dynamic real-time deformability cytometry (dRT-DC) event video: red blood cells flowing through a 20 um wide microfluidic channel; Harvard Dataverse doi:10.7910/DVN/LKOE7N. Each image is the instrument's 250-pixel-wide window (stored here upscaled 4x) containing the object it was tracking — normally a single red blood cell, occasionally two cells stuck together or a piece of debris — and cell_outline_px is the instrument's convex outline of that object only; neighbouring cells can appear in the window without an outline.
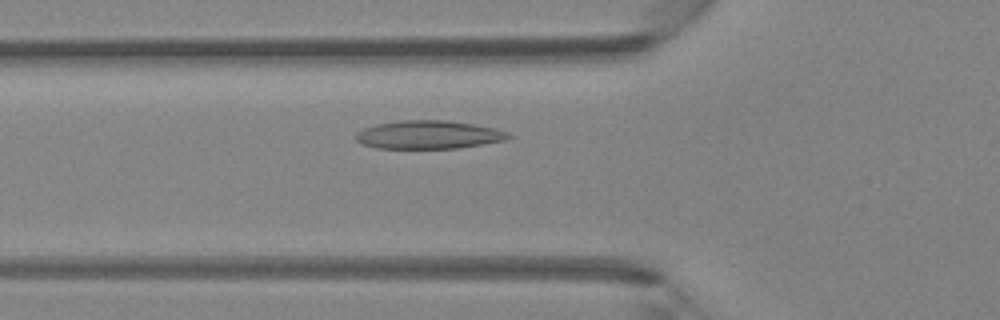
{"species": "Egyptian fruit bat (a non-hibernating species)", "species_latin": "Rousettus aegyptiacus", "temperature_condition": "room temperature", "stored_images_in_passage": 40, "camera_frame_rate_fps": 3000, "um_per_image_px": 0.085, "animal": {"sex": "female"}, "frame": {"image": 1, "passage_image": 12, "time_ms": 3.667, "image_size_px": [1000, 320], "cell_outline_px": [[512, 136], [504, 140], [460, 148], [376, 148], [360, 144], [356, 140], [356, 132], [364, 128], [376, 124], [400, 120], [448, 120], [496, 128]], "centroid_in_image_um": [36.37, 11.45], "position_along_channel_um": 89.4, "area_um2": 25.09}}
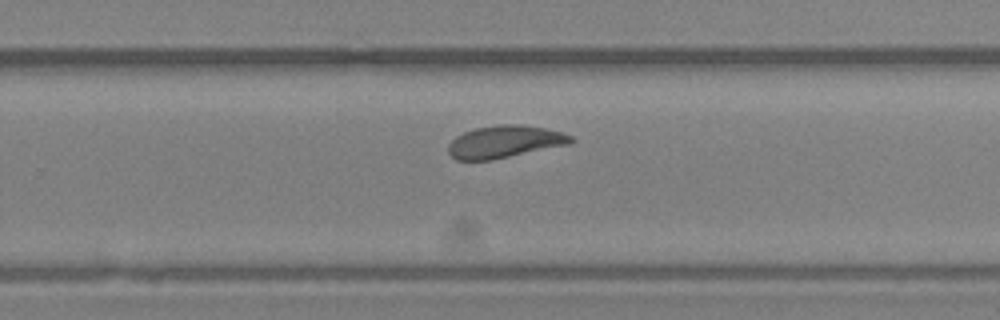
{"frame": {"image": 2, "passage_image": 25, "time_ms": 8.0, "image_size_px": [1000, 320], "cell_outline_px": [[576, 140], [568, 144], [492, 160], [456, 160], [448, 152], [448, 144], [456, 136], [464, 132], [476, 128], [500, 124], [520, 124], [544, 128], [564, 132], [572, 136]], "centroid_in_image_um": [42.9, 12.04], "position_along_channel_um": 286.9, "area_um2": 23.06}}
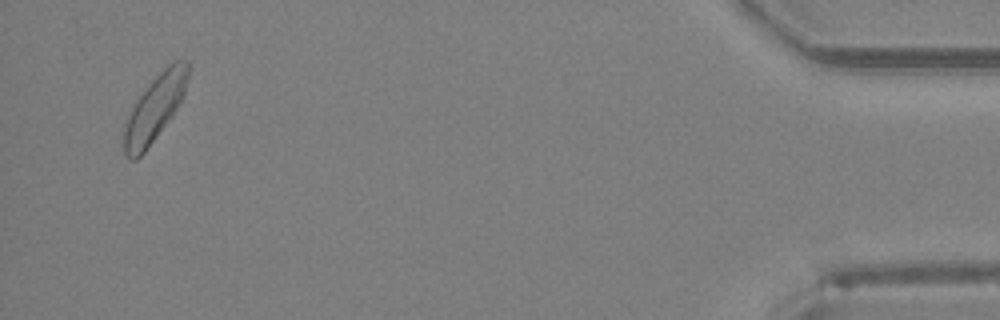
{"frame": {"image": 3, "passage_image": 39, "time_ms": 12.667, "image_size_px": [1000, 320], "cell_outline_px": [[188, 76], [184, 96], [180, 104], [144, 152], [136, 160], [132, 160], [124, 152], [124, 128], [132, 104], [152, 80], [172, 60], [188, 60]], "centroid_in_image_um": [13.16, 9.16], "position_along_channel_um": 422.0, "area_um2": 24.28}}